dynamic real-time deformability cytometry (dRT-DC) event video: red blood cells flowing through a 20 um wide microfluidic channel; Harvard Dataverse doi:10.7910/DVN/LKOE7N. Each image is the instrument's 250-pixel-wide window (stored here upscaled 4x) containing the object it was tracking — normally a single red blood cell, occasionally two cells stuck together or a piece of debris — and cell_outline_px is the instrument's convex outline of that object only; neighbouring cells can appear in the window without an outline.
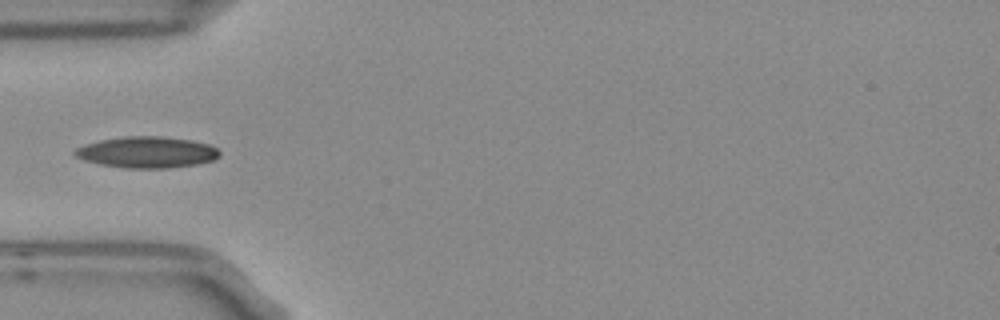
{"species": "Egyptian fruit bat (a non-hibernating species)", "species_latin": "Rousettus aegyptiacus", "temperature_condition": "room temperature", "stored_images_in_passage": 4, "camera_frame_rate_fps": 3000, "um_per_image_px": 0.085, "frame": {"image": 1, "passage_image": 4, "time_ms": 1.0, "image_size_px": [1000, 320], "cell_outline_px": [[220, 156], [212, 160], [196, 164], [168, 168], [124, 168], [100, 164], [84, 160], [76, 156], [72, 152], [76, 148], [100, 140], [124, 136], [160, 136], [192, 140], [208, 144], [216, 148], [220, 152]], "centroid_in_image_um": [12.49, 12.94], "position_along_channel_um": 72.5, "area_um2": 26.24}}